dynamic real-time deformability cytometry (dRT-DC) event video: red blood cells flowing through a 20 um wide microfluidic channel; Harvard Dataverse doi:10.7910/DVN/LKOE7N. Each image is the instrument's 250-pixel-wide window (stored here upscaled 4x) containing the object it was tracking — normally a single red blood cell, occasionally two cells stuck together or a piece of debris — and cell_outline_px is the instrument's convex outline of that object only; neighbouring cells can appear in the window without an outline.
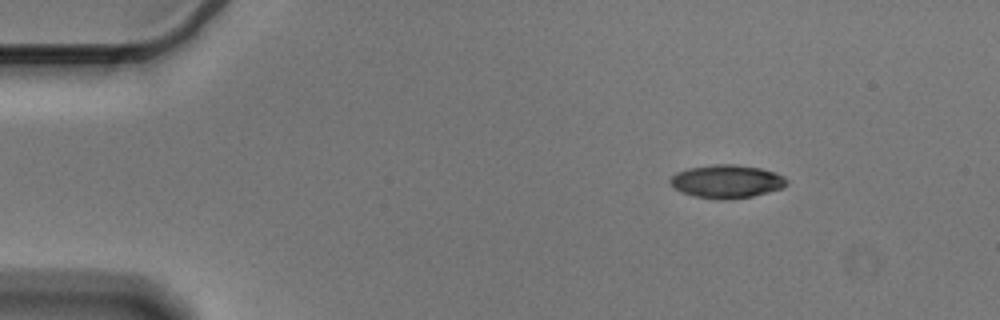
{"species": "Egyptian fruit bat (a non-hibernating species)", "species_latin": "Rousettus aegyptiacus", "temperature_condition": "cold", "stored_images_in_passage": 49, "camera_frame_rate_fps": 3000, "um_per_image_px": 0.085, "animal": {"sex": "male"}, "frame": {"image": 1, "passage_image": 1, "time_ms": 0.0, "image_size_px": [1000, 320], "cell_outline_px": [[788, 184], [780, 188], [752, 196], [696, 196], [684, 192], [676, 188], [668, 180], [676, 172], [688, 168], [716, 164], [736, 164], [760, 168], [776, 172], [784, 176], [788, 180]], "centroid_in_image_um": [61.81, 15.35], "position_along_channel_um": 23.2, "area_um2": 21.5}}
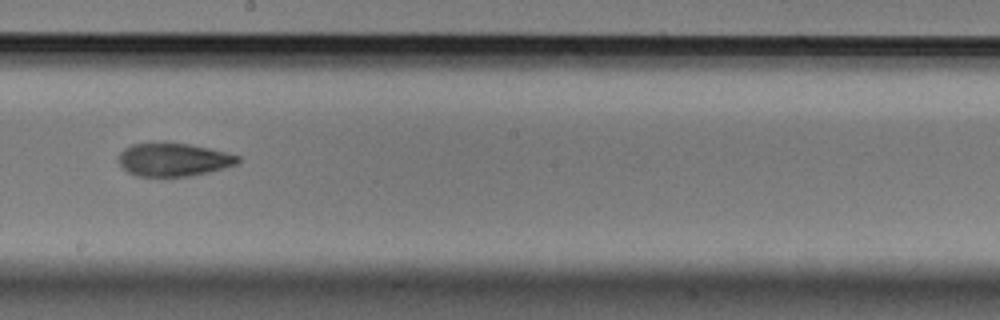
{"frame": {"image": 2, "passage_image": 25, "time_ms": 8.0, "image_size_px": [1000, 320], "cell_outline_px": [[240, 164], [192, 176], [136, 176], [128, 172], [120, 164], [116, 156], [124, 148], [132, 144], [188, 144], [208, 148], [240, 156]], "centroid_in_image_um": [14.75, 13.59], "position_along_channel_um": 233.4, "area_um2": 22.83}}
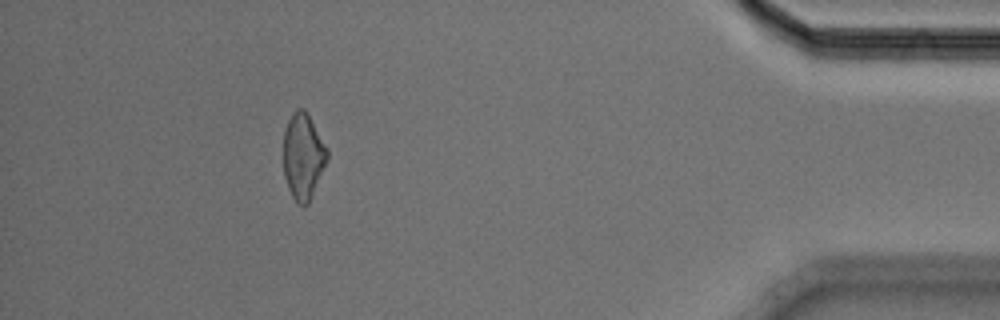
{"frame": {"image": 3, "passage_image": 44, "time_ms": 14.333, "image_size_px": [1000, 320], "cell_outline_px": [[328, 160], [312, 196], [308, 204], [304, 208], [296, 204], [288, 188], [284, 176], [284, 128], [292, 112], [296, 108], [304, 108], [328, 148]], "centroid_in_image_um": [25.77, 13.31], "position_along_channel_um": 409.4, "area_um2": 22.25}, "authors_computed_cell_mechanics": {"area_um2": 23.12, "velocity_mm_per_s": 3.5922, "shape_relaxation_time_tau1_ms": 5.6291, "shape_relaxation_time_tau2_ms": 4.9755, "deformation_change_tau1": 0.1692, "deformation_change_tau2": 0.118}}